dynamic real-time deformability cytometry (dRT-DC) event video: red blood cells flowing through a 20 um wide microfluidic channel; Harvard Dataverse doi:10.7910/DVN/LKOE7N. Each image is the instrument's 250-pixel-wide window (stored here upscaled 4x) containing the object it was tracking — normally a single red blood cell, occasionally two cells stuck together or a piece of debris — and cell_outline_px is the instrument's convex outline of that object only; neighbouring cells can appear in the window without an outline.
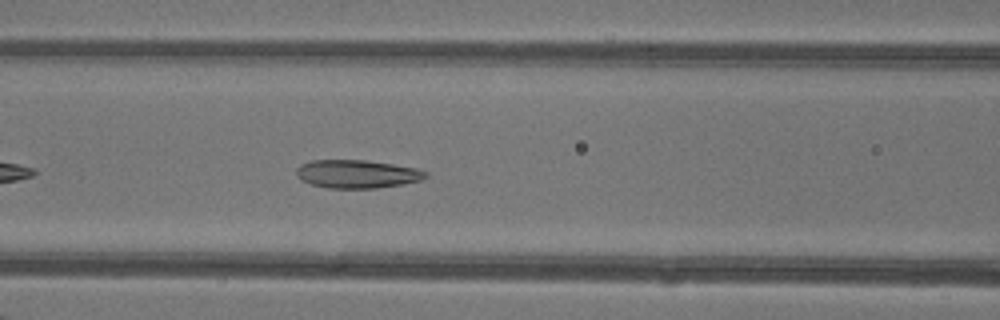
{"species": "common noctule bat (a hibernating species)", "species_latin": "Nyctalus noctula", "temperature_condition": "warm", "stored_images_in_passage": 36, "camera_frame_rate_fps": 3000, "um_per_image_px": 0.085, "animal": {"sex": "female"}, "frame": {"image": 1, "passage_image": 8, "time_ms": 2.333, "image_size_px": [1000, 320], "cell_outline_px": [[428, 176], [420, 180], [404, 184], [376, 188], [328, 188], [312, 184], [300, 180], [296, 176], [296, 168], [300, 164], [312, 160], [364, 160], [392, 164], [416, 168], [428, 172]], "centroid_in_image_um": [30.33, 14.79], "position_along_channel_um": 136.3, "area_um2": 21.33}}
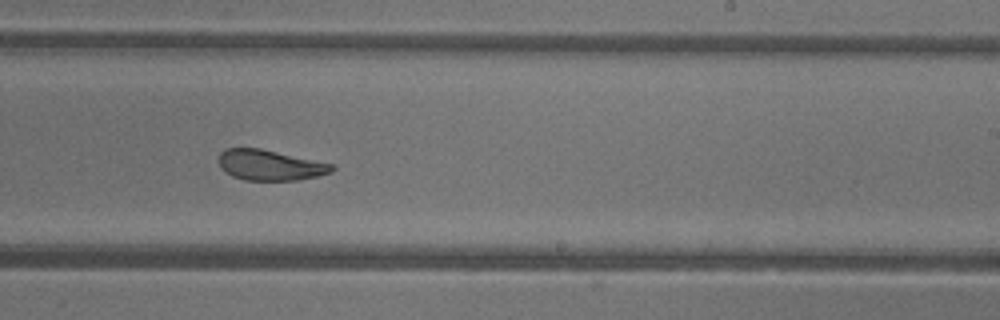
{"frame": {"image": 2, "passage_image": 17, "time_ms": 5.333, "image_size_px": [1000, 320], "cell_outline_px": [[336, 168], [332, 172], [316, 176], [296, 180], [244, 180], [232, 176], [220, 168], [220, 152], [224, 148], [260, 148], [332, 164]], "centroid_in_image_um": [22.93, 14.03], "position_along_channel_um": 266.1, "area_um2": 19.94}}
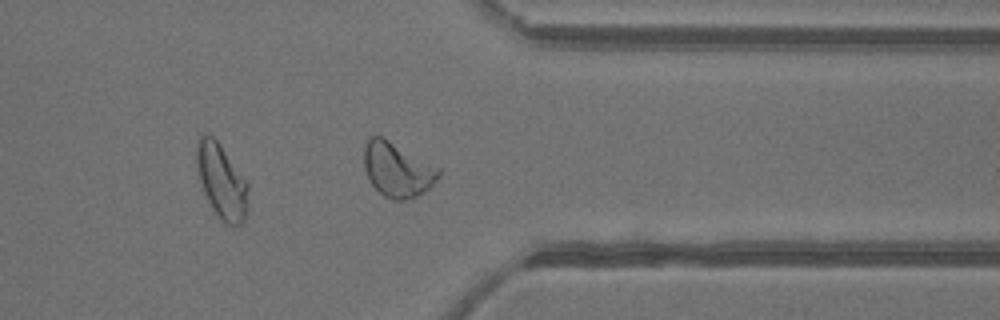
{"frame": {"image": 3, "passage_image": 25, "time_ms": 8.0, "image_size_px": [1000, 320], "cell_outline_px": [[440, 176], [428, 188], [416, 196], [404, 200], [392, 200], [384, 196], [368, 180], [364, 168], [364, 144], [368, 136], [380, 136], [388, 140], [440, 168]], "centroid_in_image_um": [33.73, 14.42], "position_along_channel_um": 377.7, "area_um2": 23.47}}